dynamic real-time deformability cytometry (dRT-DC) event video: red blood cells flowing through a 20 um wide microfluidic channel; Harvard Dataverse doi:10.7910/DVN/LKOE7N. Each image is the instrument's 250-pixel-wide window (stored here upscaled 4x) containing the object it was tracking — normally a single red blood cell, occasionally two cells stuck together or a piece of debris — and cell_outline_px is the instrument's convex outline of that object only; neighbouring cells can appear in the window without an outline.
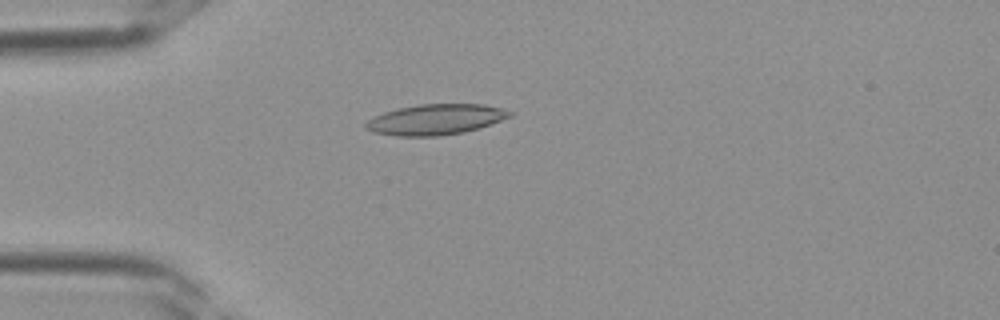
{"species": "Egyptian fruit bat (a non-hibernating species)", "species_latin": "Rousettus aegyptiacus", "temperature_condition": "room temperature", "stored_images_in_passage": 30, "camera_frame_rate_fps": 3000, "um_per_image_px": 0.085, "frame": {"image": 1, "passage_image": 3, "time_ms": 0.667, "image_size_px": [1000, 320], "cell_outline_px": [[512, 116], [464, 132], [440, 136], [396, 136], [372, 132], [364, 128], [364, 124], [368, 120], [384, 112], [396, 108], [420, 104], [484, 104], [500, 108], [512, 112]], "centroid_in_image_um": [36.97, 10.16], "position_along_channel_um": 48.0, "area_um2": 25.49}}
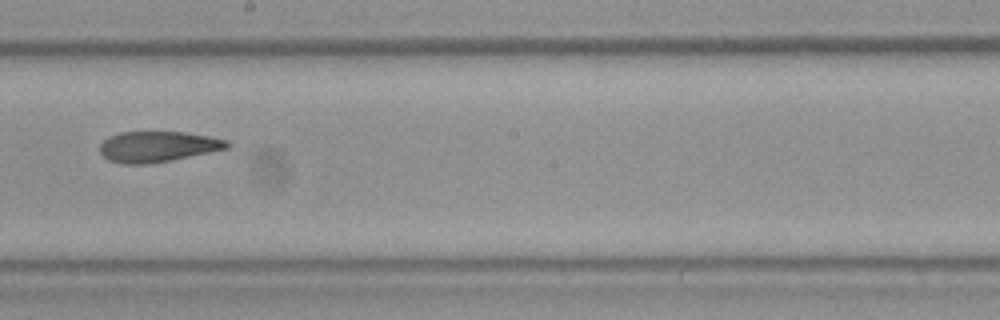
{"frame": {"image": 2, "passage_image": 14, "time_ms": 4.333, "image_size_px": [1000, 320], "cell_outline_px": [[232, 144], [228, 148], [172, 160], [148, 164], [120, 164], [108, 160], [100, 152], [100, 144], [104, 140], [120, 132], [184, 132], [208, 136], [228, 140]], "centroid_in_image_um": [13.41, 12.47], "position_along_channel_um": 234.8, "area_um2": 22.72}}
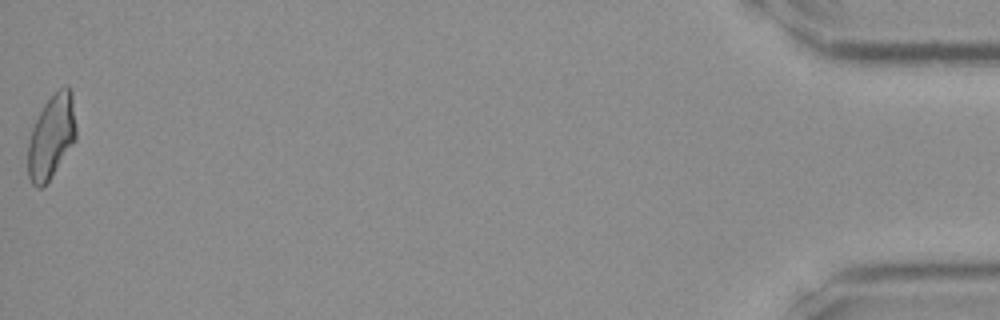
{"frame": {"image": 3, "passage_image": 30, "time_ms": 9.667, "image_size_px": [1000, 320], "cell_outline_px": [[76, 140], [48, 180], [40, 188], [36, 188], [32, 184], [28, 176], [28, 140], [32, 128], [44, 104], [60, 88], [68, 84], [72, 92], [76, 124]], "centroid_in_image_um": [4.38, 11.6], "position_along_channel_um": 430.8, "area_um2": 23.35}}